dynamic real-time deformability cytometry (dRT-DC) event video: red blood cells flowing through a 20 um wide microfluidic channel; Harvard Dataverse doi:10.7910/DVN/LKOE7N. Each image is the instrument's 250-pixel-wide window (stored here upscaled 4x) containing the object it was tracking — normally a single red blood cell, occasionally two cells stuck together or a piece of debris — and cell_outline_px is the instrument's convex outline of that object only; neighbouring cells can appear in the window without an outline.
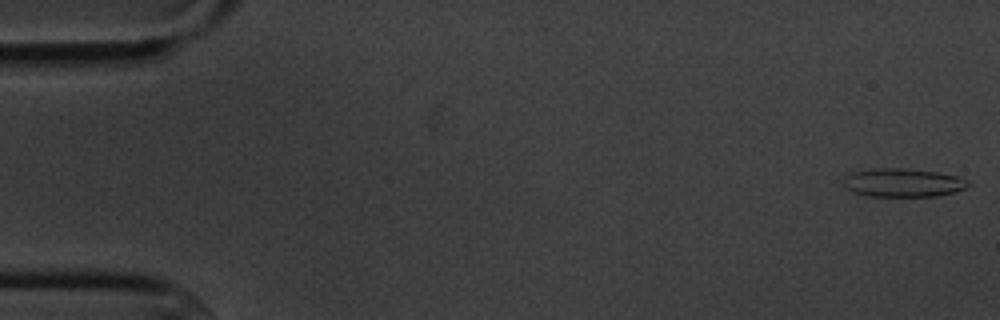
{"species": "common noctule bat (a hibernating species)", "species_latin": "Nyctalus noctula", "temperature_condition": "cold", "stored_images_in_passage": 6, "camera_frame_rate_fps": 3000, "um_per_image_px": 0.085, "animal": {"sex": "male", "body_mass_g": 20.1, "forearm_length_mm": 53.5}, "frame": {"image": 1, "passage_image": 1, "time_ms": 0.0, "image_size_px": [1000, 320], "cell_outline_px": [[972, 184], [968, 188], [956, 192], [936, 196], [868, 196], [852, 192], [844, 188], [840, 180], [844, 176], [852, 172], [880, 168], [900, 168], [936, 172], [956, 176], [968, 180]], "centroid_in_image_um": [76.73, 15.54], "position_along_channel_um": 8.3, "area_um2": 20.98}}
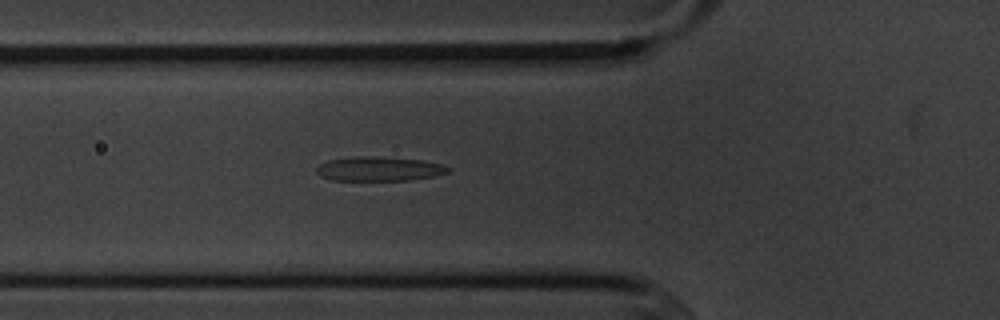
{"frame": {"image": 2, "passage_image": 6, "time_ms": 6.0, "image_size_px": [1000, 320], "cell_outline_px": [[452, 168], [448, 172], [432, 176], [408, 180], [332, 180], [320, 176], [316, 172], [316, 168], [320, 164], [328, 160], [356, 156], [376, 156], [420, 160], [440, 164]], "centroid_in_image_um": [32.18, 14.35], "position_along_channel_um": 93.6, "area_um2": 18.5}}